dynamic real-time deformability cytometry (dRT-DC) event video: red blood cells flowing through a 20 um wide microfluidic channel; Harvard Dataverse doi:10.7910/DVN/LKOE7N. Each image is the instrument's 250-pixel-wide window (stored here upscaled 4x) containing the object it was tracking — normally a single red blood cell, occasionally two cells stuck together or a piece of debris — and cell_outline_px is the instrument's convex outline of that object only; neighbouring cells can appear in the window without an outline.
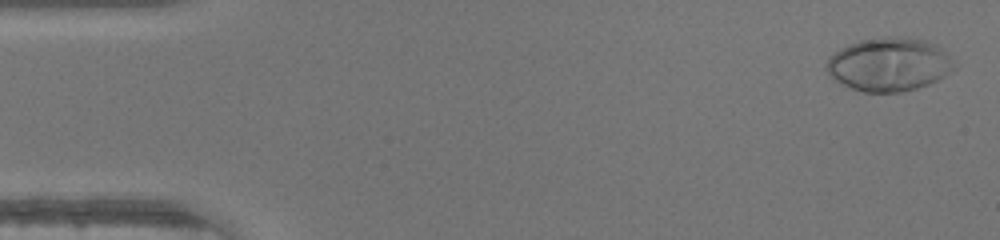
{"species": "human", "species_latin": "Homo sapiens", "temperature_condition": "warm", "stored_images_in_passage": 47, "camera_frame_rate_fps": 3000, "um_per_image_px": 0.085, "donor": {"sex": "male"}, "frame": {"image": 1, "passage_image": 2, "time_ms": 0.333, "image_size_px": [1000, 240], "cell_outline_px": [[956, 68], [944, 76], [928, 84], [916, 88], [900, 92], [864, 92], [840, 84], [828, 72], [828, 56], [840, 48], [848, 44], [860, 40], [884, 36], [900, 36], [928, 40], [936, 44], [948, 56]], "centroid_in_image_um": [75.56, 5.45], "position_along_channel_um": 9.4, "area_um2": 39.71}}
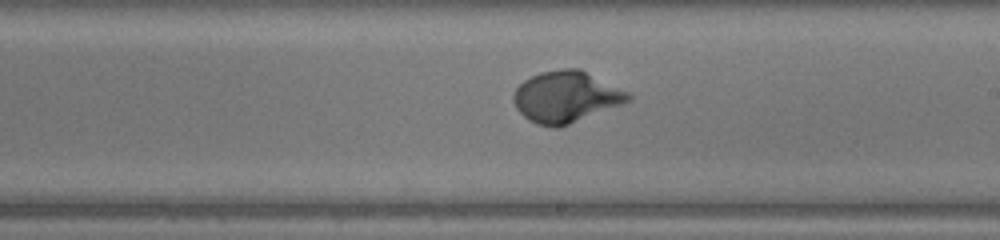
{"frame": {"image": 2, "passage_image": 27, "time_ms": 8.667, "image_size_px": [1000, 240], "cell_outline_px": [[632, 100], [560, 128], [552, 128], [536, 124], [528, 120], [516, 108], [512, 100], [512, 96], [516, 88], [524, 80], [540, 72], [560, 68], [580, 68], [628, 92], [632, 96]], "centroid_in_image_um": [48.09, 8.24], "position_along_channel_um": 240.9, "area_um2": 34.51}}
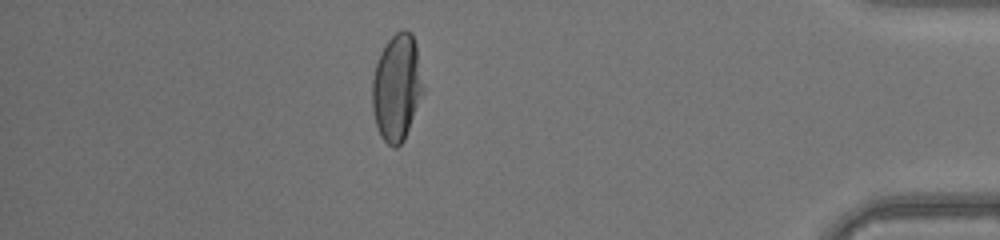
{"frame": {"image": 3, "passage_image": 41, "time_ms": 13.333, "image_size_px": [1000, 240], "cell_outline_px": [[424, 92], [404, 140], [396, 148], [392, 148], [380, 136], [376, 124], [372, 108], [372, 80], [376, 64], [380, 52], [388, 40], [396, 32], [404, 28], [412, 32], [416, 44], [424, 88]], "centroid_in_image_um": [33.73, 7.43], "position_along_channel_um": 401.5, "area_um2": 31.91}}